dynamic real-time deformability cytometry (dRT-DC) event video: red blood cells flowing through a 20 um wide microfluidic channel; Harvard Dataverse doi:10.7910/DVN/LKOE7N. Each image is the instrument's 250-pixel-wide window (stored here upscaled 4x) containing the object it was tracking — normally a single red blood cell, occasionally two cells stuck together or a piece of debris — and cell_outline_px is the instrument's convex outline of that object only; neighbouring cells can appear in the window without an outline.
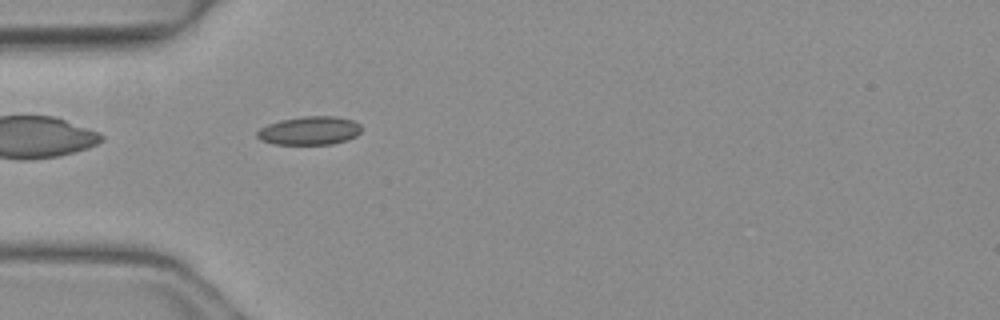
{"species": "common noctule bat (a hibernating species)", "species_latin": "Nyctalus noctula", "temperature_condition": "warm", "stored_images_in_passage": 29, "camera_frame_rate_fps": 3000, "um_per_image_px": 0.085, "animal": {"sex": "female", "body_mass_g": 19.3, "forearm_length_mm": 54.1}, "frame": {"image": 1, "passage_image": 1, "time_ms": 0.0, "image_size_px": [1000, 320], "cell_outline_px": [[360, 132], [356, 136], [348, 140], [332, 144], [272, 144], [260, 140], [256, 136], [256, 132], [260, 128], [268, 124], [280, 120], [304, 116], [336, 116], [352, 120], [360, 124]], "centroid_in_image_um": [26.29, 11.11], "position_along_channel_um": 58.7, "area_um2": 17.4}}
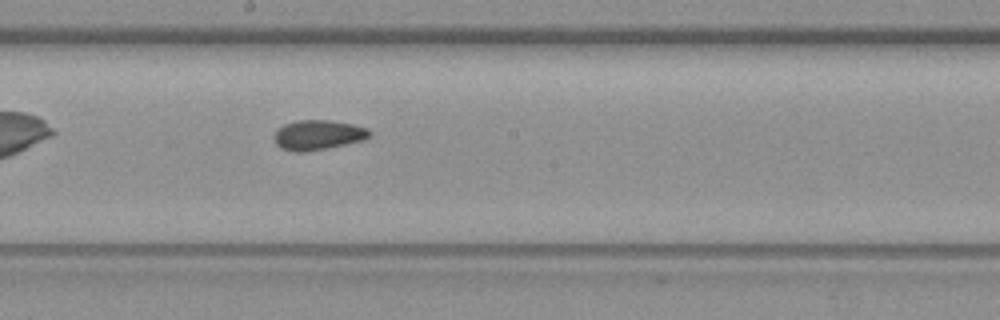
{"frame": {"image": 2, "passage_image": 13, "time_ms": 4.0, "image_size_px": [1000, 320], "cell_outline_px": [[372, 136], [364, 140], [328, 148], [304, 152], [292, 152], [280, 148], [276, 144], [272, 136], [276, 128], [284, 124], [296, 120], [332, 120], [352, 124], [368, 128], [372, 132]], "centroid_in_image_um": [27.01, 11.47], "position_along_channel_um": 221.2, "area_um2": 17.05}}
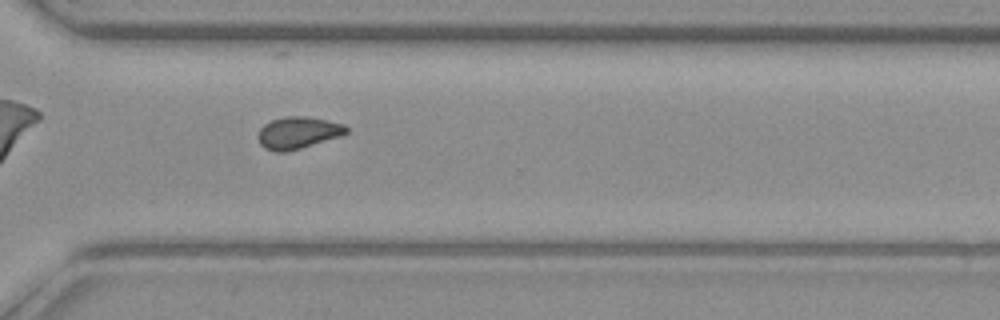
{"frame": {"image": 3, "passage_image": 22, "time_ms": 7.0, "image_size_px": [1000, 320], "cell_outline_px": [[348, 132], [340, 136], [300, 148], [284, 152], [276, 152], [264, 148], [260, 144], [256, 136], [260, 128], [264, 124], [272, 120], [288, 116], [308, 116], [328, 120], [344, 124], [348, 128]], "centroid_in_image_um": [25.31, 11.27], "position_along_channel_um": 345.3, "area_um2": 16.47}, "authors_computed_cell_mechanics": {"area_um2": 16.2418, "velocity_mm_per_s": 4.1377, "shape_relaxation_time_tau1_ms": 8.3663, "shape_relaxation_time_tau2_ms": 1.3757, "deformation_change_tau1": 0.1773, "deformation_change_tau2": 0.0652}}